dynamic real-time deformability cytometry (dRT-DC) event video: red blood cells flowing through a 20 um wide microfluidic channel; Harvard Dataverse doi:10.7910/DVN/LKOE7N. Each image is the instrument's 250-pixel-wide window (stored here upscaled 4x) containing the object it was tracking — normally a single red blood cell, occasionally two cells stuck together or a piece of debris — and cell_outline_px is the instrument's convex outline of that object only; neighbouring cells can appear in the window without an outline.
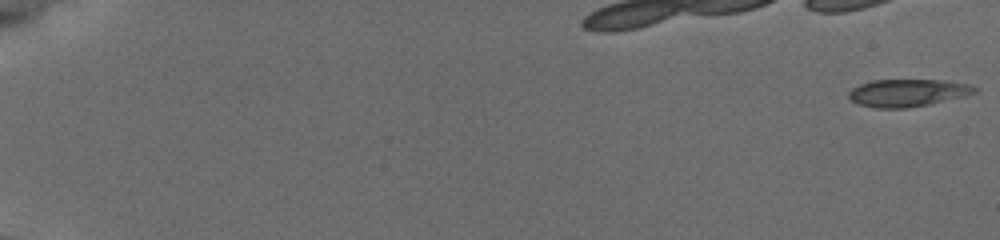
{"species": "common noctule bat (a hibernating species)", "species_latin": "Nyctalus noctula", "temperature_condition": "cold", "stored_images_in_passage": 42, "camera_frame_rate_fps": 3000, "um_per_image_px": 0.085, "animal": {"sex": "female", "body_mass_g": 19.5, "forearm_length_mm": 54.1}, "frame": {"image": 1, "passage_image": 1, "time_ms": 0.0, "image_size_px": [1000, 240], "cell_outline_px": [[980, 88], [976, 92], [964, 96], [932, 104], [908, 108], [876, 108], [856, 104], [848, 96], [848, 92], [852, 88], [860, 84], [872, 80], [944, 80], [968, 84]], "centroid_in_image_um": [77.15, 7.89], "position_along_channel_um": 7.8, "area_um2": 20.35}}